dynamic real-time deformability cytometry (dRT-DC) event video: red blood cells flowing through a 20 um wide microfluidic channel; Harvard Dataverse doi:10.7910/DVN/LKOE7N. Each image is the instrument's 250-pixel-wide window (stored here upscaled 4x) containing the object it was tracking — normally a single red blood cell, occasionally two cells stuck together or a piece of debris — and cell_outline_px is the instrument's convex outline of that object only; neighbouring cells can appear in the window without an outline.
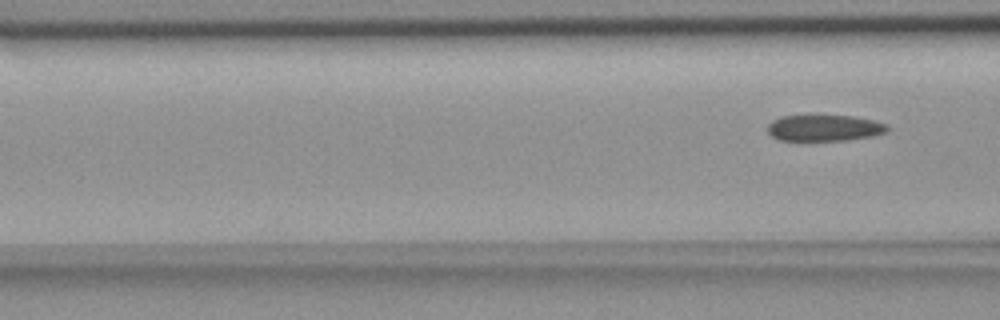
{"species": "common noctule bat (a hibernating species)", "species_latin": "Nyctalus noctula", "temperature_condition": "room temperature", "stored_images_in_passage": 5, "camera_frame_rate_fps": 3000, "um_per_image_px": 0.085, "animal": {"sex": "female", "body_mass_g": 18.4}, "frame": {"image": 1, "passage_image": 5, "time_ms": 5.333, "image_size_px": [1000, 320], "cell_outline_px": [[888, 128], [884, 132], [872, 136], [844, 140], [780, 140], [772, 136], [768, 132], [768, 124], [772, 120], [780, 116], [852, 116], [872, 120], [888, 124]], "centroid_in_image_um": [70.04, 10.87], "position_along_channel_um": 96.6, "area_um2": 18.03}}